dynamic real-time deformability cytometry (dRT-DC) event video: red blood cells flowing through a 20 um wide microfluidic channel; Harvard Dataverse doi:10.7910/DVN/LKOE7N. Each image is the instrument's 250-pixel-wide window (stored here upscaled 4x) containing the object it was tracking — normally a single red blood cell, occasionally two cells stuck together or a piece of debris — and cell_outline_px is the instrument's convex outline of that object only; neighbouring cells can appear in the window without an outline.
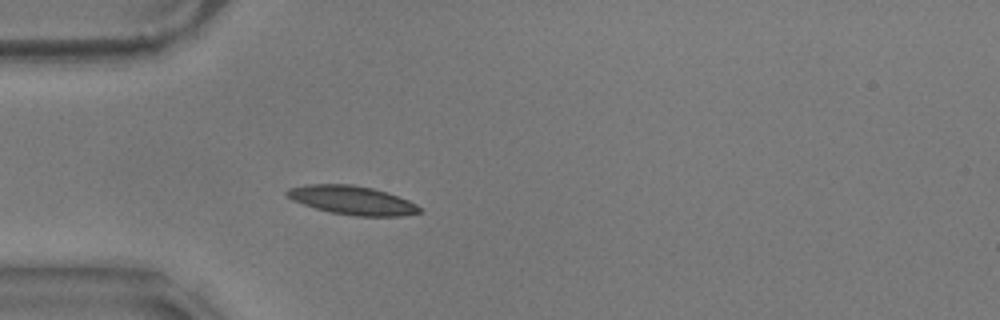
{"species": "common noctule bat (a hibernating species)", "species_latin": "Nyctalus noctula", "temperature_condition": "warm", "stored_images_in_passage": 37, "camera_frame_rate_fps": 3000, "um_per_image_px": 0.085, "animal": {"sex": "male", "body_mass_g": 17.9}, "frame": {"image": 1, "passage_image": 6, "time_ms": 1.667, "image_size_px": [1000, 320], "cell_outline_px": [[424, 212], [400, 216], [356, 216], [332, 212], [316, 208], [292, 200], [284, 192], [288, 188], [308, 184], [352, 184], [372, 188], [408, 200], [416, 204]], "centroid_in_image_um": [29.93, 17.02], "position_along_channel_um": 55.1, "area_um2": 21.96}, "authors_computed_cell_mechanics": {"area_um2": 20.6924, "velocity_mm_per_s": 3.4942, "shape_relaxation_time_tau1_ms": 4.1273, "shape_relaxation_time_tau2_ms": 5.8309, "deformation_change_tau1": 0.1188, "deformation_change_tau2": 0.0897}}